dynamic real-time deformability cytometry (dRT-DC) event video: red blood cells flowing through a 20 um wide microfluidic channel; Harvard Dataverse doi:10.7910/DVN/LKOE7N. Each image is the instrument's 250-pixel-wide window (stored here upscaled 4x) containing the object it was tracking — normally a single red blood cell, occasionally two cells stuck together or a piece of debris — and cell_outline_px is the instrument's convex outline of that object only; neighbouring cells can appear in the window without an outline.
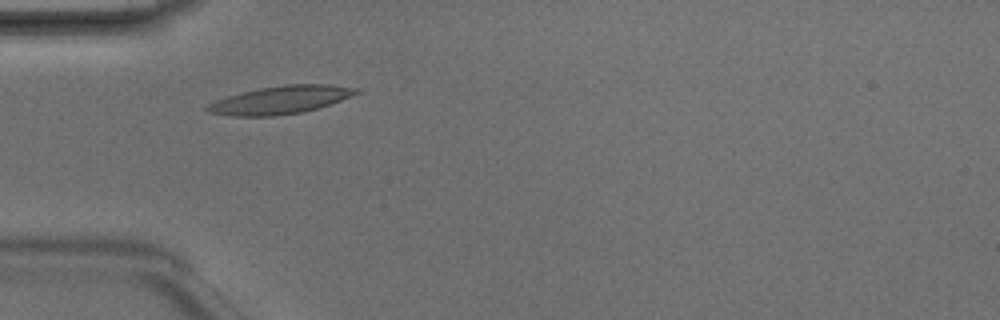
{"species": "Egyptian fruit bat (a non-hibernating species)", "species_latin": "Rousettus aegyptiacus", "temperature_condition": "room temperature", "stored_images_in_passage": 4, "camera_frame_rate_fps": 3000, "um_per_image_px": 0.085, "animal": {"sex": "male"}, "frame": {"image": 1, "passage_image": 3, "time_ms": 0.667, "image_size_px": [1000, 320], "cell_outline_px": [[360, 92], [352, 96], [304, 112], [276, 116], [232, 116], [208, 112], [204, 108], [208, 104], [216, 100], [228, 96], [260, 88], [288, 84], [328, 84], [360, 88]], "centroid_in_image_um": [23.85, 8.49], "position_along_channel_um": 61.1, "area_um2": 24.1}}